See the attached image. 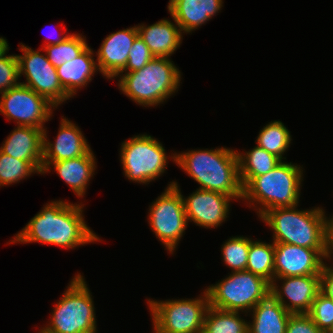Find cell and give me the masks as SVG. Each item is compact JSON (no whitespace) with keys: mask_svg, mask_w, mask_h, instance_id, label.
Here are the masks:
<instances>
[{"mask_svg":"<svg viewBox=\"0 0 333 333\" xmlns=\"http://www.w3.org/2000/svg\"><path fill=\"white\" fill-rule=\"evenodd\" d=\"M138 35L137 26H133L104 38L96 53L98 71L104 77L113 79L126 67L129 51Z\"/></svg>","mask_w":333,"mask_h":333,"instance_id":"obj_16","label":"cell"},{"mask_svg":"<svg viewBox=\"0 0 333 333\" xmlns=\"http://www.w3.org/2000/svg\"><path fill=\"white\" fill-rule=\"evenodd\" d=\"M154 56L143 39L138 35L129 51L126 67L120 72H134L143 68Z\"/></svg>","mask_w":333,"mask_h":333,"instance_id":"obj_33","label":"cell"},{"mask_svg":"<svg viewBox=\"0 0 333 333\" xmlns=\"http://www.w3.org/2000/svg\"><path fill=\"white\" fill-rule=\"evenodd\" d=\"M147 300L155 333H202L209 308L206 290L195 299Z\"/></svg>","mask_w":333,"mask_h":333,"instance_id":"obj_8","label":"cell"},{"mask_svg":"<svg viewBox=\"0 0 333 333\" xmlns=\"http://www.w3.org/2000/svg\"><path fill=\"white\" fill-rule=\"evenodd\" d=\"M276 280L283 281L282 286ZM281 287V288H279ZM321 291L320 275L274 277L270 294L291 314L308 313ZM287 298V300L284 298ZM287 301L289 303H287Z\"/></svg>","mask_w":333,"mask_h":333,"instance_id":"obj_14","label":"cell"},{"mask_svg":"<svg viewBox=\"0 0 333 333\" xmlns=\"http://www.w3.org/2000/svg\"><path fill=\"white\" fill-rule=\"evenodd\" d=\"M331 255L333 256V216L329 220V225H328V256H327V260L332 259Z\"/></svg>","mask_w":333,"mask_h":333,"instance_id":"obj_36","label":"cell"},{"mask_svg":"<svg viewBox=\"0 0 333 333\" xmlns=\"http://www.w3.org/2000/svg\"><path fill=\"white\" fill-rule=\"evenodd\" d=\"M93 53L88 46L78 57L56 68L60 84L70 97L86 87L98 70Z\"/></svg>","mask_w":333,"mask_h":333,"instance_id":"obj_22","label":"cell"},{"mask_svg":"<svg viewBox=\"0 0 333 333\" xmlns=\"http://www.w3.org/2000/svg\"><path fill=\"white\" fill-rule=\"evenodd\" d=\"M239 176L244 188L254 177L266 174L279 165L282 160L259 146L246 151L238 152Z\"/></svg>","mask_w":333,"mask_h":333,"instance_id":"obj_24","label":"cell"},{"mask_svg":"<svg viewBox=\"0 0 333 333\" xmlns=\"http://www.w3.org/2000/svg\"><path fill=\"white\" fill-rule=\"evenodd\" d=\"M328 249L274 243V277L320 275Z\"/></svg>","mask_w":333,"mask_h":333,"instance_id":"obj_13","label":"cell"},{"mask_svg":"<svg viewBox=\"0 0 333 333\" xmlns=\"http://www.w3.org/2000/svg\"><path fill=\"white\" fill-rule=\"evenodd\" d=\"M44 130L29 126H17L3 142L0 151L13 158L31 162L43 171Z\"/></svg>","mask_w":333,"mask_h":333,"instance_id":"obj_18","label":"cell"},{"mask_svg":"<svg viewBox=\"0 0 333 333\" xmlns=\"http://www.w3.org/2000/svg\"><path fill=\"white\" fill-rule=\"evenodd\" d=\"M223 0H169L168 11L184 33H192L222 8Z\"/></svg>","mask_w":333,"mask_h":333,"instance_id":"obj_19","label":"cell"},{"mask_svg":"<svg viewBox=\"0 0 333 333\" xmlns=\"http://www.w3.org/2000/svg\"><path fill=\"white\" fill-rule=\"evenodd\" d=\"M19 63L17 55H7L0 57V94L10 88L16 87L19 82ZM18 81V82H17Z\"/></svg>","mask_w":333,"mask_h":333,"instance_id":"obj_32","label":"cell"},{"mask_svg":"<svg viewBox=\"0 0 333 333\" xmlns=\"http://www.w3.org/2000/svg\"><path fill=\"white\" fill-rule=\"evenodd\" d=\"M164 192L152 202L148 223L161 244L173 254L188 225L183 195L177 182L168 184Z\"/></svg>","mask_w":333,"mask_h":333,"instance_id":"obj_10","label":"cell"},{"mask_svg":"<svg viewBox=\"0 0 333 333\" xmlns=\"http://www.w3.org/2000/svg\"><path fill=\"white\" fill-rule=\"evenodd\" d=\"M307 314L323 333H333V300L320 292Z\"/></svg>","mask_w":333,"mask_h":333,"instance_id":"obj_31","label":"cell"},{"mask_svg":"<svg viewBox=\"0 0 333 333\" xmlns=\"http://www.w3.org/2000/svg\"><path fill=\"white\" fill-rule=\"evenodd\" d=\"M66 288L55 304L50 322L38 333H96L93 298L81 273Z\"/></svg>","mask_w":333,"mask_h":333,"instance_id":"obj_6","label":"cell"},{"mask_svg":"<svg viewBox=\"0 0 333 333\" xmlns=\"http://www.w3.org/2000/svg\"><path fill=\"white\" fill-rule=\"evenodd\" d=\"M231 200L223 193L197 189L187 198L183 196L187 220L204 228L218 227L228 218Z\"/></svg>","mask_w":333,"mask_h":333,"instance_id":"obj_15","label":"cell"},{"mask_svg":"<svg viewBox=\"0 0 333 333\" xmlns=\"http://www.w3.org/2000/svg\"><path fill=\"white\" fill-rule=\"evenodd\" d=\"M286 333H323L307 313L291 314Z\"/></svg>","mask_w":333,"mask_h":333,"instance_id":"obj_34","label":"cell"},{"mask_svg":"<svg viewBox=\"0 0 333 333\" xmlns=\"http://www.w3.org/2000/svg\"><path fill=\"white\" fill-rule=\"evenodd\" d=\"M83 208V204L51 201L9 242H39L67 249L97 242L100 239L87 226Z\"/></svg>","mask_w":333,"mask_h":333,"instance_id":"obj_1","label":"cell"},{"mask_svg":"<svg viewBox=\"0 0 333 333\" xmlns=\"http://www.w3.org/2000/svg\"><path fill=\"white\" fill-rule=\"evenodd\" d=\"M20 47L18 49L24 53L17 55L19 76L24 75L26 78V82L20 83L45 97L57 109L71 97L60 84L56 68L48 61L47 55L40 53L43 48L36 51L24 44Z\"/></svg>","mask_w":333,"mask_h":333,"instance_id":"obj_11","label":"cell"},{"mask_svg":"<svg viewBox=\"0 0 333 333\" xmlns=\"http://www.w3.org/2000/svg\"><path fill=\"white\" fill-rule=\"evenodd\" d=\"M81 34L70 33L67 39L56 45L44 46L48 61L55 67L78 57L87 47L86 38Z\"/></svg>","mask_w":333,"mask_h":333,"instance_id":"obj_28","label":"cell"},{"mask_svg":"<svg viewBox=\"0 0 333 333\" xmlns=\"http://www.w3.org/2000/svg\"><path fill=\"white\" fill-rule=\"evenodd\" d=\"M58 130L57 137L52 143L47 139V130L44 129L43 170L51 162L84 156L91 150L80 128L72 121L62 118Z\"/></svg>","mask_w":333,"mask_h":333,"instance_id":"obj_17","label":"cell"},{"mask_svg":"<svg viewBox=\"0 0 333 333\" xmlns=\"http://www.w3.org/2000/svg\"><path fill=\"white\" fill-rule=\"evenodd\" d=\"M166 57H154L143 68L119 73L118 87L124 95L144 107L158 106L178 91L181 72Z\"/></svg>","mask_w":333,"mask_h":333,"instance_id":"obj_4","label":"cell"},{"mask_svg":"<svg viewBox=\"0 0 333 333\" xmlns=\"http://www.w3.org/2000/svg\"><path fill=\"white\" fill-rule=\"evenodd\" d=\"M321 293L333 300V267L324 263L320 274Z\"/></svg>","mask_w":333,"mask_h":333,"instance_id":"obj_35","label":"cell"},{"mask_svg":"<svg viewBox=\"0 0 333 333\" xmlns=\"http://www.w3.org/2000/svg\"><path fill=\"white\" fill-rule=\"evenodd\" d=\"M66 32V34H65ZM64 33L60 34V36L62 37H57L56 39H52L53 41H47L45 42V45L44 46H49V45H56L58 43H61L63 42L65 39L68 38V36L70 35L67 31H65ZM64 34V35H63Z\"/></svg>","mask_w":333,"mask_h":333,"instance_id":"obj_37","label":"cell"},{"mask_svg":"<svg viewBox=\"0 0 333 333\" xmlns=\"http://www.w3.org/2000/svg\"><path fill=\"white\" fill-rule=\"evenodd\" d=\"M251 311L252 323L248 322V333H286L291 313L271 294Z\"/></svg>","mask_w":333,"mask_h":333,"instance_id":"obj_23","label":"cell"},{"mask_svg":"<svg viewBox=\"0 0 333 333\" xmlns=\"http://www.w3.org/2000/svg\"><path fill=\"white\" fill-rule=\"evenodd\" d=\"M301 168L300 165L282 161L268 173L254 177L243 188V201H249L250 208L260 205L256 209L258 217L273 208L298 205L303 180Z\"/></svg>","mask_w":333,"mask_h":333,"instance_id":"obj_5","label":"cell"},{"mask_svg":"<svg viewBox=\"0 0 333 333\" xmlns=\"http://www.w3.org/2000/svg\"><path fill=\"white\" fill-rule=\"evenodd\" d=\"M205 290L209 306L225 311L248 313L270 295L271 284L264 278L243 270L231 272L227 278Z\"/></svg>","mask_w":333,"mask_h":333,"instance_id":"obj_7","label":"cell"},{"mask_svg":"<svg viewBox=\"0 0 333 333\" xmlns=\"http://www.w3.org/2000/svg\"><path fill=\"white\" fill-rule=\"evenodd\" d=\"M277 207L260 218L273 230L274 243H287L311 249H328L329 218L320 207L308 210ZM328 218V219H327Z\"/></svg>","mask_w":333,"mask_h":333,"instance_id":"obj_3","label":"cell"},{"mask_svg":"<svg viewBox=\"0 0 333 333\" xmlns=\"http://www.w3.org/2000/svg\"><path fill=\"white\" fill-rule=\"evenodd\" d=\"M96 161L92 150L86 155L73 159L51 162L42 174L49 172L50 166L54 167L56 173L70 186L74 193L82 198L88 187L91 177L96 169Z\"/></svg>","mask_w":333,"mask_h":333,"instance_id":"obj_21","label":"cell"},{"mask_svg":"<svg viewBox=\"0 0 333 333\" xmlns=\"http://www.w3.org/2000/svg\"><path fill=\"white\" fill-rule=\"evenodd\" d=\"M252 241L247 237L235 236L222 245V259L232 272L246 270L248 251Z\"/></svg>","mask_w":333,"mask_h":333,"instance_id":"obj_30","label":"cell"},{"mask_svg":"<svg viewBox=\"0 0 333 333\" xmlns=\"http://www.w3.org/2000/svg\"><path fill=\"white\" fill-rule=\"evenodd\" d=\"M171 158L200 185L198 189L223 193L234 200L242 199L237 150L226 147L194 149L175 152Z\"/></svg>","mask_w":333,"mask_h":333,"instance_id":"obj_2","label":"cell"},{"mask_svg":"<svg viewBox=\"0 0 333 333\" xmlns=\"http://www.w3.org/2000/svg\"><path fill=\"white\" fill-rule=\"evenodd\" d=\"M32 173L42 174L31 162L13 158L0 151V187L24 180Z\"/></svg>","mask_w":333,"mask_h":333,"instance_id":"obj_29","label":"cell"},{"mask_svg":"<svg viewBox=\"0 0 333 333\" xmlns=\"http://www.w3.org/2000/svg\"><path fill=\"white\" fill-rule=\"evenodd\" d=\"M291 140L290 132L286 126L281 121L275 120L266 124L260 130L255 142L257 146L274 154L283 161V159H286L283 155L288 150Z\"/></svg>","mask_w":333,"mask_h":333,"instance_id":"obj_27","label":"cell"},{"mask_svg":"<svg viewBox=\"0 0 333 333\" xmlns=\"http://www.w3.org/2000/svg\"><path fill=\"white\" fill-rule=\"evenodd\" d=\"M0 95V113L7 120L14 119L17 126L44 130L43 125L51 119L53 109L56 108L45 97L21 83Z\"/></svg>","mask_w":333,"mask_h":333,"instance_id":"obj_12","label":"cell"},{"mask_svg":"<svg viewBox=\"0 0 333 333\" xmlns=\"http://www.w3.org/2000/svg\"><path fill=\"white\" fill-rule=\"evenodd\" d=\"M9 45L6 41L5 38L0 37V57L4 56L6 53H8L7 51H9Z\"/></svg>","mask_w":333,"mask_h":333,"instance_id":"obj_38","label":"cell"},{"mask_svg":"<svg viewBox=\"0 0 333 333\" xmlns=\"http://www.w3.org/2000/svg\"><path fill=\"white\" fill-rule=\"evenodd\" d=\"M246 270L258 275L270 284L274 280V242L252 241L248 251Z\"/></svg>","mask_w":333,"mask_h":333,"instance_id":"obj_26","label":"cell"},{"mask_svg":"<svg viewBox=\"0 0 333 333\" xmlns=\"http://www.w3.org/2000/svg\"><path fill=\"white\" fill-rule=\"evenodd\" d=\"M239 313L209 306L202 333H248V322Z\"/></svg>","mask_w":333,"mask_h":333,"instance_id":"obj_25","label":"cell"},{"mask_svg":"<svg viewBox=\"0 0 333 333\" xmlns=\"http://www.w3.org/2000/svg\"><path fill=\"white\" fill-rule=\"evenodd\" d=\"M162 19L150 26L137 25L139 36L149 47L154 57L169 58L182 43V31L179 25Z\"/></svg>","mask_w":333,"mask_h":333,"instance_id":"obj_20","label":"cell"},{"mask_svg":"<svg viewBox=\"0 0 333 333\" xmlns=\"http://www.w3.org/2000/svg\"><path fill=\"white\" fill-rule=\"evenodd\" d=\"M120 158L125 177L145 185L162 176L169 159L162 143L148 134L124 141Z\"/></svg>","mask_w":333,"mask_h":333,"instance_id":"obj_9","label":"cell"}]
</instances>
